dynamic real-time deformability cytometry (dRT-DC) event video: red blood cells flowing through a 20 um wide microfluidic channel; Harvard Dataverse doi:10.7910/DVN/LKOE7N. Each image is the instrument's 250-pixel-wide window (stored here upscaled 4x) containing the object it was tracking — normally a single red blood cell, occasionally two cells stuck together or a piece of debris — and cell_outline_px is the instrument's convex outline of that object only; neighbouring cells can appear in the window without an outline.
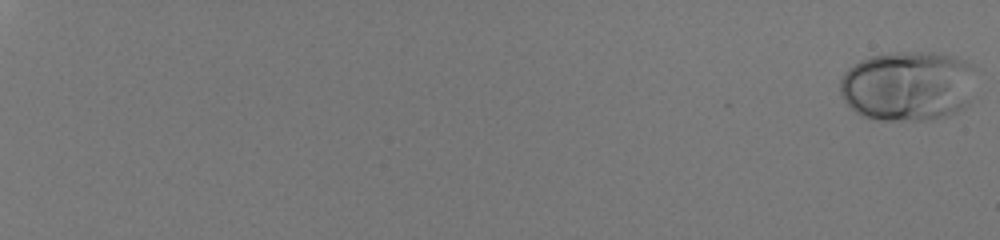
{"species": "human", "species_latin": "Homo sapiens", "temperature_condition": "room temperature", "stored_images_in_passage": 57, "camera_frame_rate_fps": 3000, "um_per_image_px": 0.085, "donor": {"sex": "male"}, "frame": {"image": 1, "passage_image": 1, "time_ms": 0.0, "image_size_px": [1000, 240], "cell_outline_px": [[972, 68], [968, 104], [964, 108], [956, 112], [944, 116], [928, 120], [880, 120], [864, 116], [856, 112], [844, 100], [840, 92], [840, 80], [844, 72], [848, 68], [860, 60], [872, 56], [892, 52], [932, 52], [952, 56], [964, 60], [972, 64]], "centroid_in_image_um": [77.12, 7.3], "position_along_channel_um": 7.9, "area_um2": 55.2}}
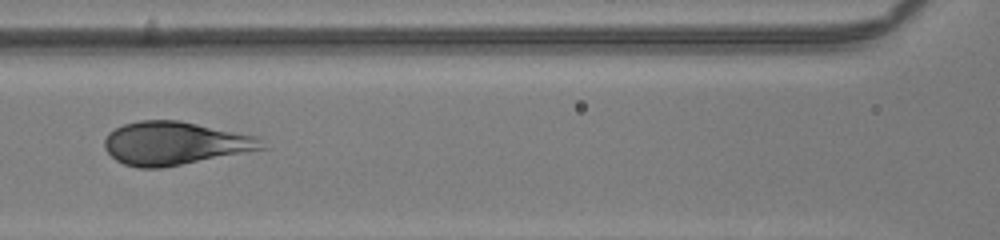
{"frame": {"image": 2, "passage_image": 33, "time_ms": 10.667, "image_size_px": [1000, 240], "cell_outline_px": [[268, 148], [164, 168], [136, 168], [124, 164], [116, 160], [104, 148], [104, 140], [108, 132], [124, 124], [140, 120], [180, 120], [260, 136]], "centroid_in_image_um": [14.9, 12.18], "position_along_channel_um": 151.7, "area_um2": 40.11}}
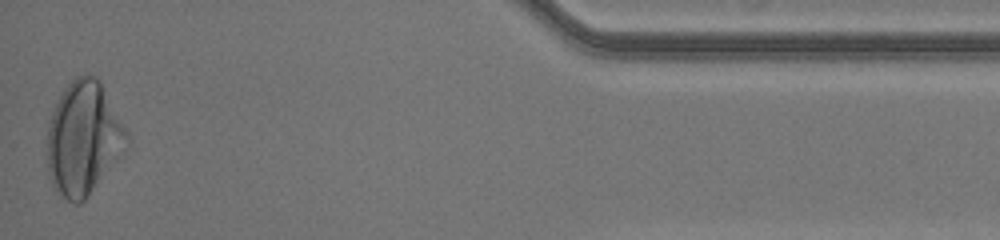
{"frame": {"image": 3, "passage_image": 57, "time_ms": 18.667, "image_size_px": [1000, 240], "cell_outline_px": [[132, 140], [128, 148], [88, 196], [80, 204], [72, 204], [52, 184], [48, 176], [44, 152], [48, 120], [64, 88], [76, 76], [84, 72], [96, 76], [100, 80], [128, 132]], "centroid_in_image_um": [7.08, 11.75], "position_along_channel_um": 428.1, "area_um2": 53.81}}